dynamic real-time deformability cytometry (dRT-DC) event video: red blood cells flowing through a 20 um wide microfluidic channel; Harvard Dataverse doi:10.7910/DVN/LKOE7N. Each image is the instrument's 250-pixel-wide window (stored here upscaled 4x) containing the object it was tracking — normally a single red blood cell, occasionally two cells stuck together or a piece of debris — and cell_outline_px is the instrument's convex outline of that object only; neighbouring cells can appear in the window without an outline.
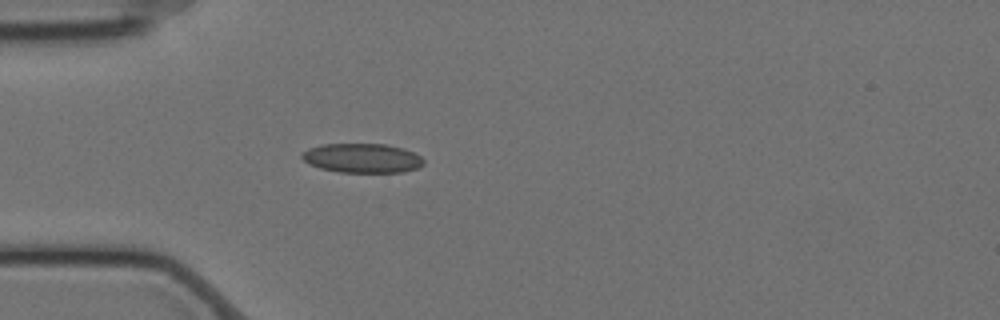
{"species": "Egyptian fruit bat (a non-hibernating species)", "species_latin": "Rousettus aegyptiacus", "temperature_condition": "cold", "stored_images_in_passage": 42, "camera_frame_rate_fps": 3000, "um_per_image_px": 0.085, "animal": {"sex": "female"}, "frame": {"image": 1, "passage_image": 1, "time_ms": 0.0, "image_size_px": [1000, 320], "cell_outline_px": [[424, 164], [416, 168], [404, 172], [340, 172], [320, 168], [308, 164], [300, 156], [300, 152], [308, 148], [320, 144], [384, 144], [404, 148], [420, 156], [424, 160]], "centroid_in_image_um": [30.75, 13.43], "position_along_channel_um": 54.3, "area_um2": 20.92}}
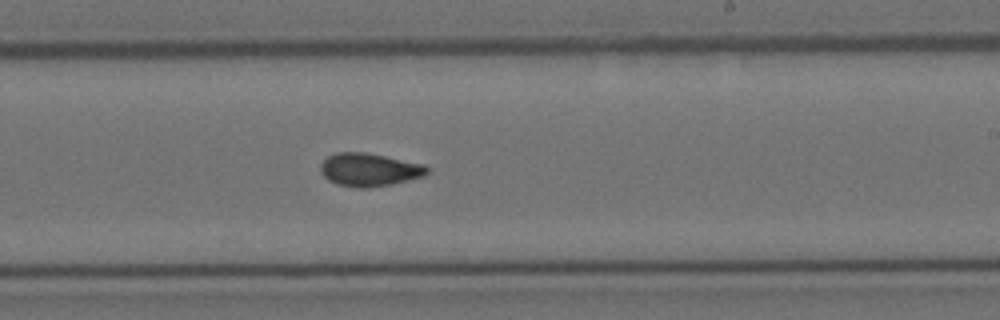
{"frame": {"image": 2, "passage_image": 19, "time_ms": 6.0, "image_size_px": [1000, 320], "cell_outline_px": [[428, 172], [424, 176], [392, 184], [368, 188], [356, 188], [336, 184], [328, 180], [320, 172], [320, 164], [328, 156], [336, 152], [364, 152], [424, 164], [428, 168]], "centroid_in_image_um": [31.36, 14.43], "position_along_channel_um": 257.6, "area_um2": 20.58}}
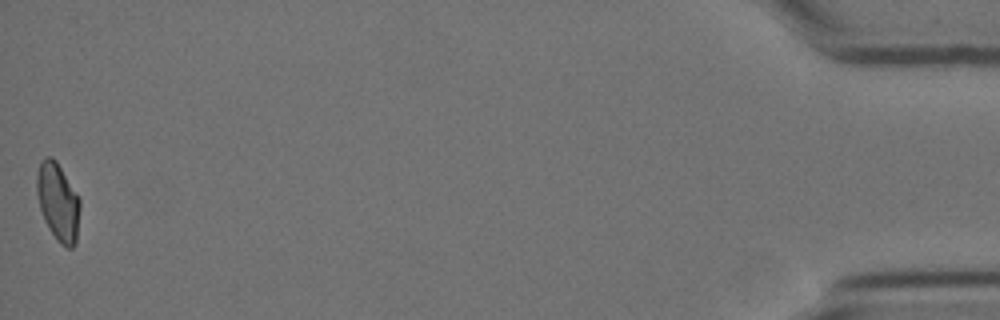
{"frame": {"image": 3, "passage_image": 42, "time_ms": 13.667, "image_size_px": [1000, 320], "cell_outline_px": [[80, 208], [76, 244], [72, 248], [68, 248], [60, 244], [56, 240], [48, 228], [44, 220], [40, 208], [36, 192], [36, 172], [40, 160], [44, 156], [52, 156], [56, 160], [76, 192], [80, 200]], "centroid_in_image_um": [4.91, 17.15], "position_along_channel_um": 430.3, "area_um2": 19.94}, "authors_computed_cell_mechanics": {"area_um2": 19.9121, "velocity_mm_per_s": 3.5056, "shape_relaxation_time_tau1_ms": 9.9089, "shape_relaxation_time_tau2_ms": 1.6675, "deformation_change_tau1": 0.1577, "deformation_change_tau2": 0.0602}}